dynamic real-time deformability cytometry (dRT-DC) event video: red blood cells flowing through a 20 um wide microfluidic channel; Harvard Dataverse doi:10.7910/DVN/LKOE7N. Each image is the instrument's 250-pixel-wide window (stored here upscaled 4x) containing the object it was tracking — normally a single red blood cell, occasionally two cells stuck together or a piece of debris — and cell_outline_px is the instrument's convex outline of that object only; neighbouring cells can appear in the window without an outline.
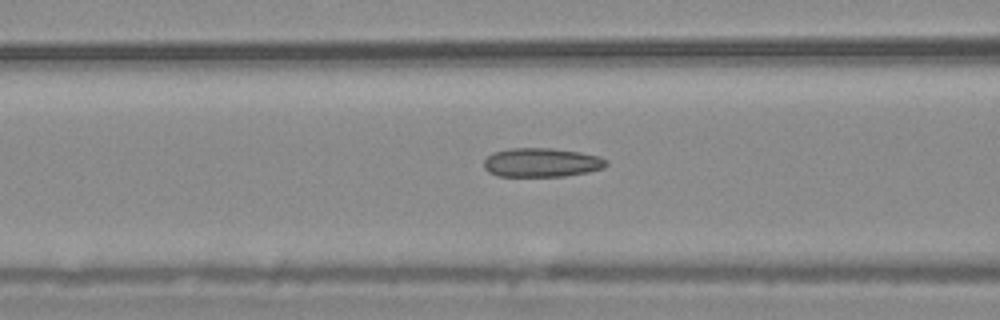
{"species": "common noctule bat (a hibernating species)", "species_latin": "Nyctalus noctula", "temperature_condition": "warm", "stored_images_in_passage": 43, "camera_frame_rate_fps": 3000, "um_per_image_px": 0.085, "animal": {"sex": "male", "body_mass_g": 20.4}, "frame": {"image": 1, "passage_image": 21, "time_ms": 6.667, "image_size_px": [1000, 320], "cell_outline_px": [[608, 164], [604, 168], [588, 172], [564, 176], [496, 176], [488, 172], [484, 168], [484, 160], [492, 152], [512, 148], [552, 148], [580, 152], [600, 156], [608, 160]], "centroid_in_image_um": [46.05, 13.81], "position_along_channel_um": 120.6, "area_um2": 20.87}}
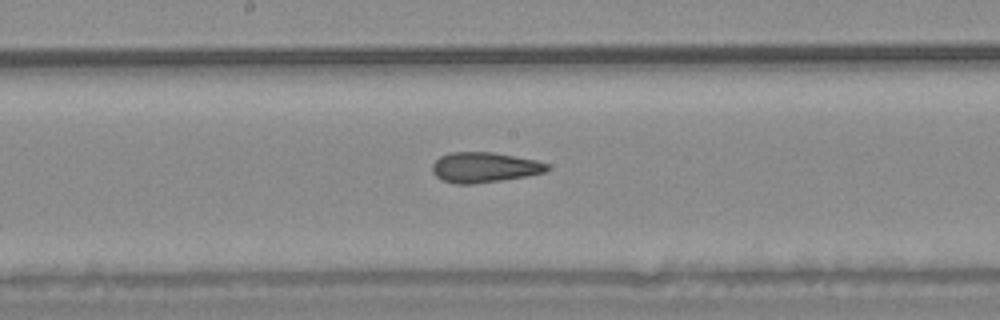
{"frame": {"image": 2, "passage_image": 28, "time_ms": 9.0, "image_size_px": [1000, 320], "cell_outline_px": [[548, 168], [544, 172], [524, 176], [500, 180], [472, 184], [456, 184], [444, 180], [436, 176], [432, 172], [432, 164], [440, 156], [452, 152], [492, 152], [536, 160], [548, 164]], "centroid_in_image_um": [41.13, 14.22], "position_along_channel_um": 207.1, "area_um2": 19.94}}
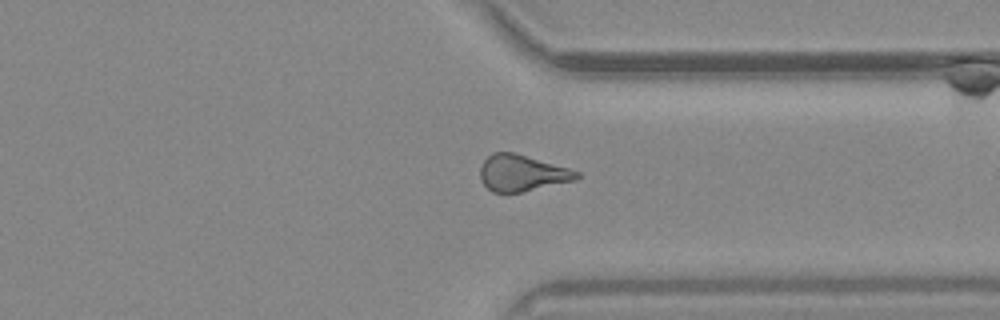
{"frame": {"image": 3, "passage_image": 41, "time_ms": 13.333, "image_size_px": [1000, 320], "cell_outline_px": [[580, 176], [576, 180], [520, 192], [492, 192], [480, 180], [480, 168], [484, 160], [492, 152], [512, 152], [568, 168], [580, 172]], "centroid_in_image_um": [44.35, 14.71], "position_along_channel_um": 367.1, "area_um2": 20.17}}